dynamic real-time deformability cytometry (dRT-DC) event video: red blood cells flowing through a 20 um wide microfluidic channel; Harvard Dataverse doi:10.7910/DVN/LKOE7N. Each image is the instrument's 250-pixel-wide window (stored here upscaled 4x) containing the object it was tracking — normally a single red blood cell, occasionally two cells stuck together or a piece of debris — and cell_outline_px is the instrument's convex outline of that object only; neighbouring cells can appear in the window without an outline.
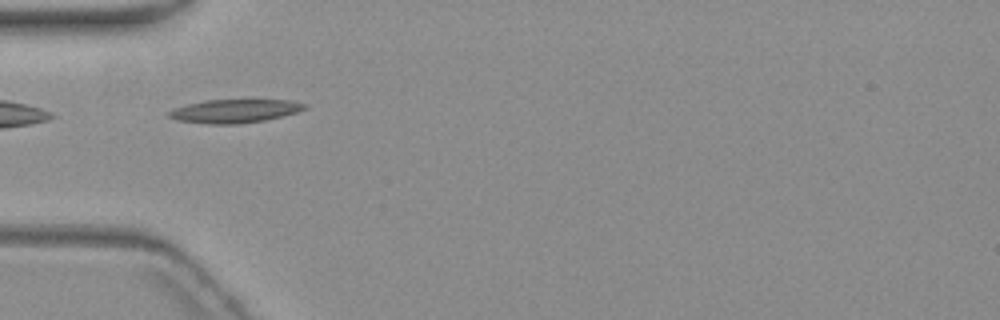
{"species": "common noctule bat (a hibernating species)", "species_latin": "Nyctalus noctula", "temperature_condition": "warm", "stored_images_in_passage": 5, "camera_frame_rate_fps": 3000, "um_per_image_px": 0.085, "animal": {"sex": "female", "body_mass_g": 19.3, "forearm_length_mm": 54.1}, "frame": {"image": 1, "passage_image": 2, "time_ms": 1.333, "image_size_px": [1000, 320], "cell_outline_px": [[308, 108], [296, 112], [264, 120], [236, 124], [208, 124], [176, 120], [168, 116], [168, 112], [176, 108], [188, 104], [204, 100], [292, 100], [308, 104]], "centroid_in_image_um": [19.97, 9.43], "position_along_channel_um": 65.0, "area_um2": 18.44}}
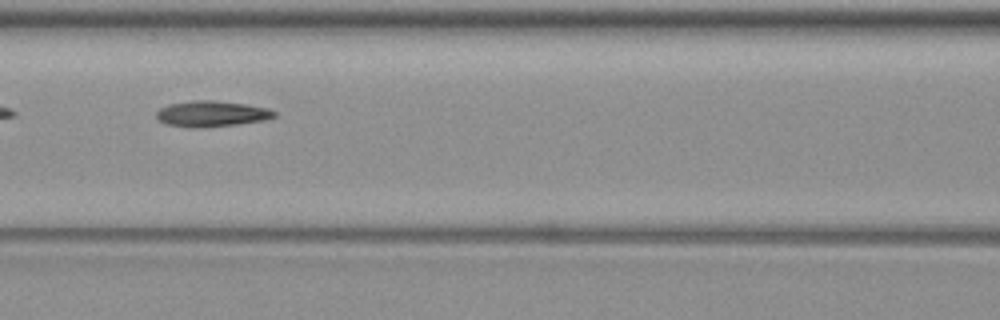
{"frame": {"image": 2, "passage_image": 4, "time_ms": 3.667, "image_size_px": [1000, 320], "cell_outline_px": [[276, 116], [264, 120], [236, 124], [200, 128], [192, 128], [164, 124], [156, 116], [156, 112], [160, 108], [168, 104], [192, 100], [216, 100], [244, 104], [268, 108], [276, 112]], "centroid_in_image_um": [17.95, 9.67], "position_along_channel_um": 148.6, "area_um2": 17.8}}
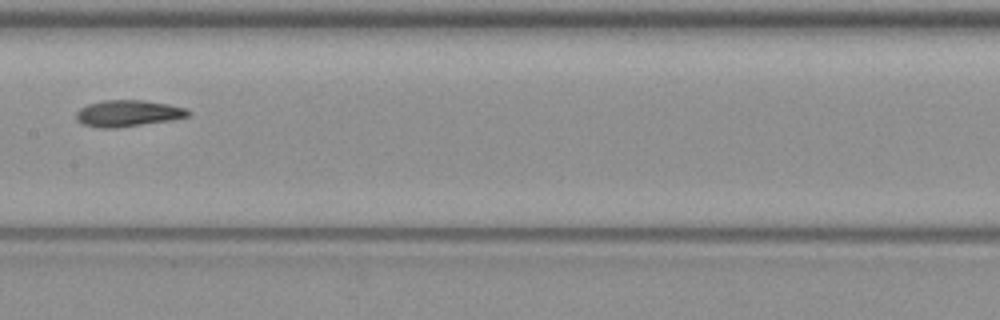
{"frame": {"image": 3, "passage_image": 5, "time_ms": 5.0, "image_size_px": [1000, 320], "cell_outline_px": [[192, 116], [172, 120], [116, 128], [100, 128], [84, 124], [76, 120], [76, 112], [80, 108], [88, 104], [104, 100], [144, 100], [168, 104], [184, 108], [192, 112]], "centroid_in_image_um": [10.9, 9.63], "position_along_channel_um": 196.5, "area_um2": 17.34}}